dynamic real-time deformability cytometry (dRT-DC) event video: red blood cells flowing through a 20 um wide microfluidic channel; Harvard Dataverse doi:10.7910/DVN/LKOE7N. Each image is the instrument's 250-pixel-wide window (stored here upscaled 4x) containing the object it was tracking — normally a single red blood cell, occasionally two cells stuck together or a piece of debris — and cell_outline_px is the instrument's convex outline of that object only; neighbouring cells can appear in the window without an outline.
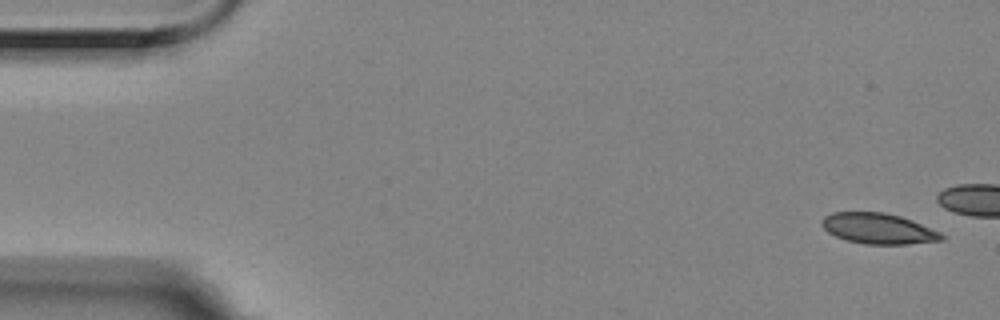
{"species": "Egyptian fruit bat (a non-hibernating species)", "species_latin": "Rousettus aegyptiacus", "temperature_condition": "room temperature", "stored_images_in_passage": 4, "camera_frame_rate_fps": 3000, "um_per_image_px": 0.085, "animal": {"sex": "female"}, "frame": {"image": 1, "passage_image": 1, "time_ms": 0.0, "image_size_px": [1000, 320], "cell_outline_px": [[944, 240], [908, 244], [864, 244], [848, 240], [836, 236], [828, 232], [820, 224], [820, 220], [824, 216], [832, 212], [884, 212], [900, 216], [912, 220], [940, 232], [944, 236]], "centroid_in_image_um": [74.64, 19.42], "position_along_channel_um": 10.4, "area_um2": 21.39}}
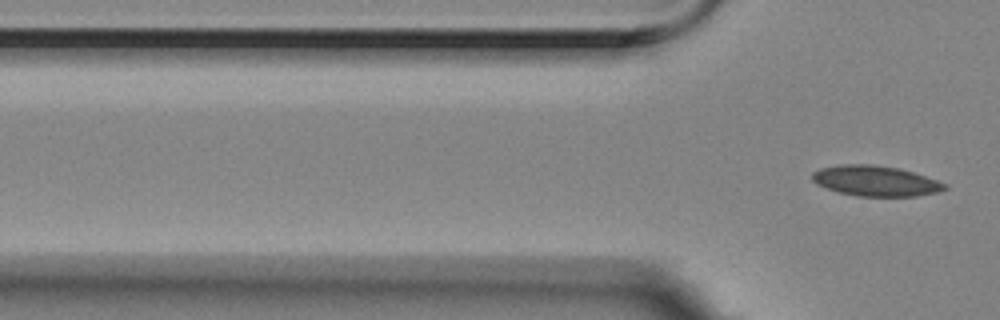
{"frame": {"image": 2, "passage_image": 4, "time_ms": 1.0, "image_size_px": [1000, 320], "cell_outline_px": [[948, 188], [936, 192], [916, 196], [856, 196], [840, 192], [816, 184], [812, 180], [812, 172], [820, 168], [840, 164], [872, 164], [900, 168], [948, 184]], "centroid_in_image_um": [74.4, 15.37], "position_along_channel_um": 51.4, "area_um2": 23.41}}